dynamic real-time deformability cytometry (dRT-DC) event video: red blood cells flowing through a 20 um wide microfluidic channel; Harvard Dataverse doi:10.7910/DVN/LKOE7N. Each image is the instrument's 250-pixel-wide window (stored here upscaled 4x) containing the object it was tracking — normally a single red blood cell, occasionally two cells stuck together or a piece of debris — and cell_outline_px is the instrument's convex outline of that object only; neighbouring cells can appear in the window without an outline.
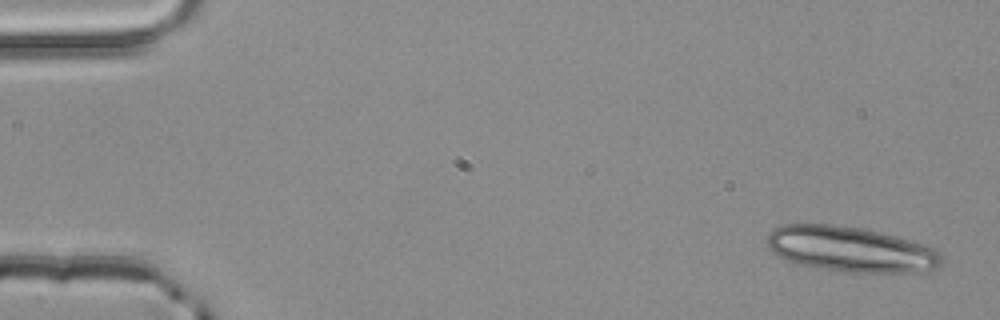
{"species": "common noctule bat (a hibernating species)", "species_latin": "Nyctalus noctula", "temperature_condition": "room temperature", "stored_images_in_passage": 3, "camera_frame_rate_fps": 3000, "um_per_image_px": 0.085, "animal": {"sex": "male", "body_mass_g": 20.4}, "frame": {"image": 1, "passage_image": 3, "time_ms": 0.667, "image_size_px": [1000, 320], "cell_outline_px": [[940, 264], [936, 268], [924, 272], [844, 272], [800, 264], [788, 260], [772, 252], [768, 248], [764, 240], [776, 228], [784, 224], [832, 224], [860, 228], [880, 232], [896, 236], [936, 248], [940, 252]], "centroid_in_image_um": [72.31, 21.18], "position_along_channel_um": 12.7, "area_um2": 45.89}}